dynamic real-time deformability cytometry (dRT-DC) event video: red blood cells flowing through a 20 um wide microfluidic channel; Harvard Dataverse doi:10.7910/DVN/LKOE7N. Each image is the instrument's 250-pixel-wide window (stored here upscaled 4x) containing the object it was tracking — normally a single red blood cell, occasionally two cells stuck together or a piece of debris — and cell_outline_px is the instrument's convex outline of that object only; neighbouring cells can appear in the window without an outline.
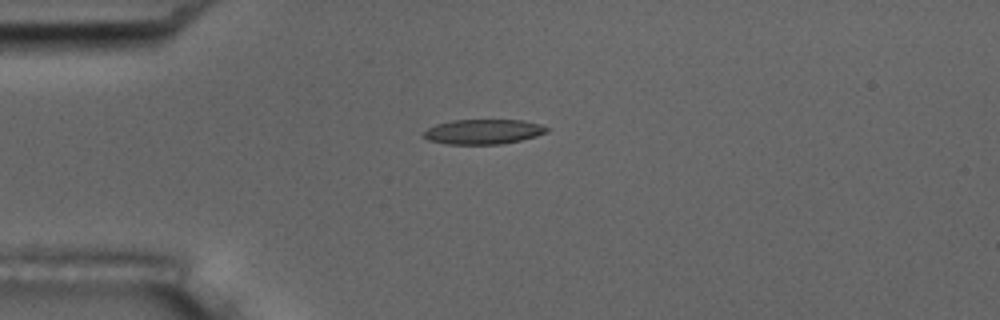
{"species": "common noctule bat (a hibernating species)", "species_latin": "Nyctalus noctula", "temperature_condition": "room temperature", "stored_images_in_passage": 6, "camera_frame_rate_fps": 3000, "um_per_image_px": 0.085, "animal": {"sex": "male", "body_mass_g": 17.5, "forearm_length_mm": 52.3}, "frame": {"image": 1, "passage_image": 4, "time_ms": 3.667, "image_size_px": [1000, 320], "cell_outline_px": [[548, 132], [536, 136], [520, 140], [500, 144], [444, 144], [428, 140], [424, 136], [424, 132], [428, 128], [436, 124], [452, 120], [524, 120], [540, 124], [548, 128]], "centroid_in_image_um": [41.08, 11.19], "position_along_channel_um": 43.9, "area_um2": 17.8}}